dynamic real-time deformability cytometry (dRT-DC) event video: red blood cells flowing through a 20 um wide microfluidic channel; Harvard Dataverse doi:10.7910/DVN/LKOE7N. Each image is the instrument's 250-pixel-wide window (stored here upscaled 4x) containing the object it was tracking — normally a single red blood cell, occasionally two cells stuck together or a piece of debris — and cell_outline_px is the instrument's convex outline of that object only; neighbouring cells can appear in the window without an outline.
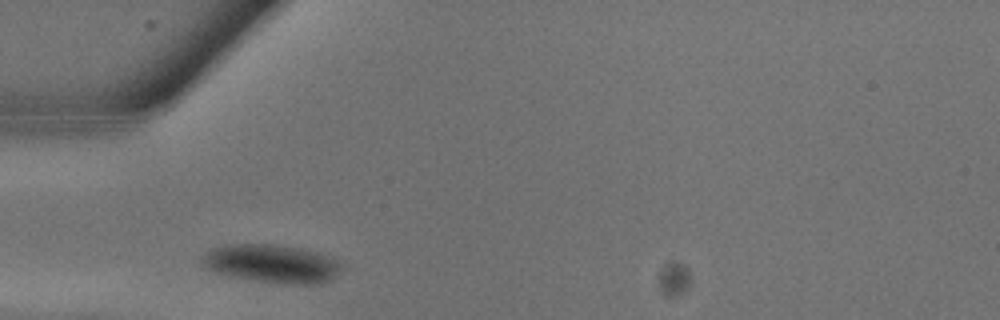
{"species": "common noctule bat (a hibernating species)", "species_latin": "Nyctalus noctula", "temperature_condition": "warm", "stored_images_in_passage": 10, "camera_frame_rate_fps": 3000, "um_per_image_px": 0.085, "animal": {"sex": "male", "body_mass_g": 13.3}, "frame": {"image": 1, "passage_image": 2, "time_ms": 0.333, "image_size_px": [1000, 320], "cell_outline_px": [[344, 264], [328, 280], [316, 284], [292, 284], [256, 280], [228, 276], [212, 272], [200, 260], [204, 252], [208, 248], [224, 244], [280, 244], [300, 248], [316, 252], [336, 260]], "centroid_in_image_um": [23.0, 22.38], "position_along_channel_um": 62.0, "area_um2": 31.1}}
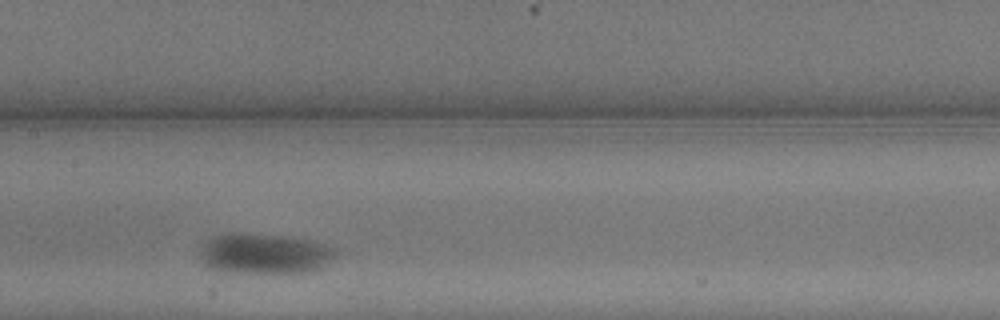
{"frame": {"image": 2, "passage_image": 7, "time_ms": 2.0, "image_size_px": [1000, 320], "cell_outline_px": [[336, 252], [320, 268], [312, 272], [236, 272], [212, 268], [204, 264], [200, 260], [200, 252], [204, 244], [212, 236], [280, 236], [312, 240], [336, 248]], "centroid_in_image_um": [22.52, 21.6], "position_along_channel_um": 184.9, "area_um2": 30.46}}
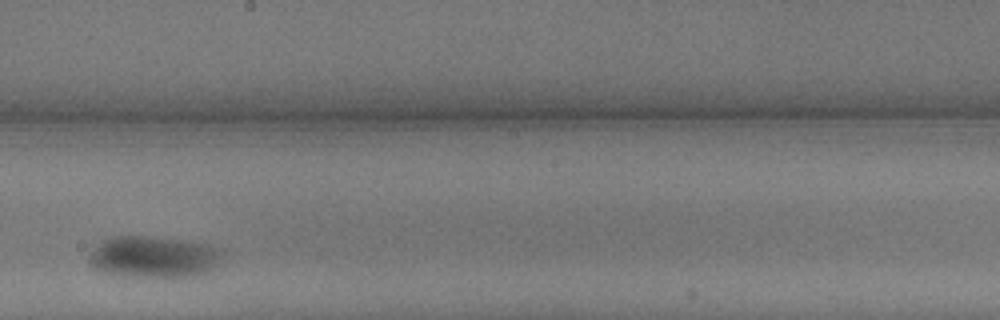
{"frame": {"image": 3, "passage_image": 9, "time_ms": 2.667, "image_size_px": [1000, 320], "cell_outline_px": [[224, 252], [220, 260], [212, 268], [196, 276], [128, 276], [108, 272], [96, 268], [92, 264], [92, 252], [104, 240], [116, 236], [144, 236], [176, 240], [204, 244], [216, 248]], "centroid_in_image_um": [13.11, 21.83], "position_along_channel_um": 235.1, "area_um2": 30.92}}